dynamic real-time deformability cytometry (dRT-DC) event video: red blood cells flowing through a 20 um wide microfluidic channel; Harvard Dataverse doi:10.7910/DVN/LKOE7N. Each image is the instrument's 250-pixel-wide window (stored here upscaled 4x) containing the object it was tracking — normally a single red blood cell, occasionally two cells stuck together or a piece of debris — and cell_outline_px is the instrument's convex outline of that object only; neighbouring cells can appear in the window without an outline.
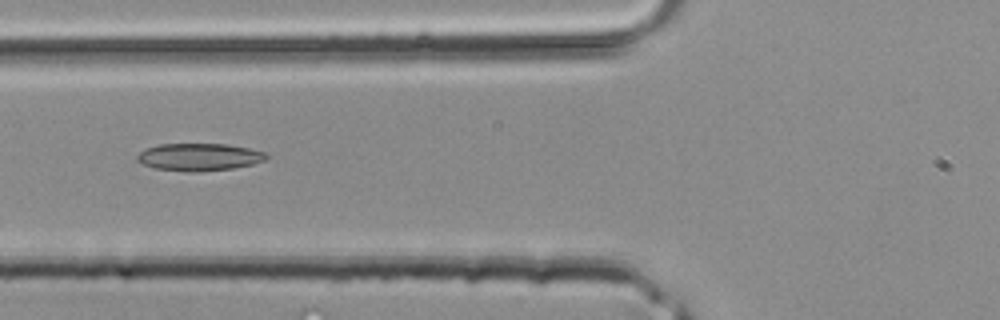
{"species": "common noctule bat (a hibernating species)", "species_latin": "Nyctalus noctula", "temperature_condition": "room temperature", "stored_images_in_passage": 40, "camera_frame_rate_fps": 3000, "um_per_image_px": 0.085, "animal": {"sex": "male", "body_mass_g": 20.4}, "frame": {"image": 1, "passage_image": 16, "time_ms": 5.0, "image_size_px": [1000, 320], "cell_outline_px": [[268, 156], [264, 160], [252, 164], [232, 168], [200, 172], [188, 172], [152, 168], [136, 160], [136, 156], [144, 148], [156, 144], [228, 144], [248, 148], [264, 152]], "centroid_in_image_um": [16.87, 13.34], "position_along_channel_um": 108.9, "area_um2": 20.75}}
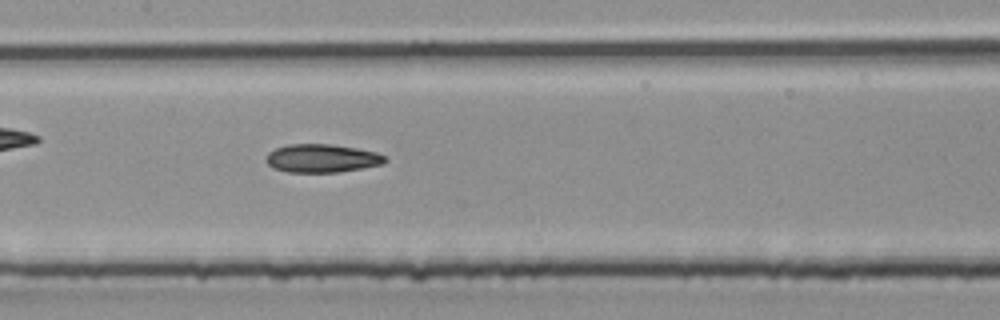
{"frame": {"image": 2, "passage_image": 20, "time_ms": 6.333, "image_size_px": [1000, 320], "cell_outline_px": [[388, 160], [384, 164], [336, 172], [288, 172], [272, 168], [264, 160], [268, 152], [276, 148], [292, 144], [332, 144], [356, 148], [376, 152], [384, 156]], "centroid_in_image_um": [27.34, 13.45], "position_along_channel_um": 180.1, "area_um2": 19.59}}
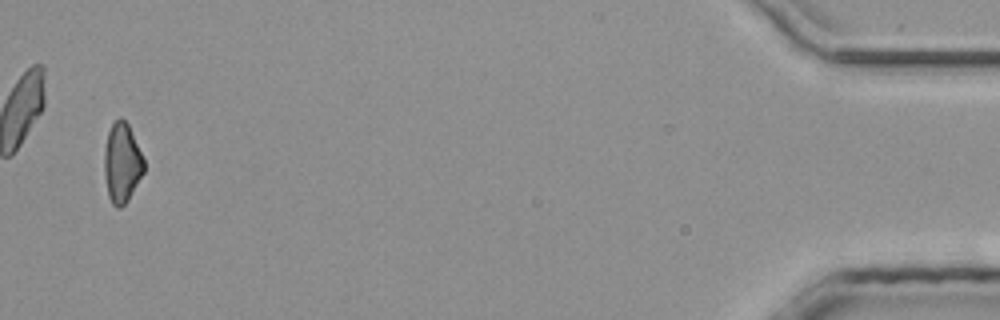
{"frame": {"image": 3, "passage_image": 39, "time_ms": 12.667, "image_size_px": [1000, 320], "cell_outline_px": [[144, 172], [128, 200], [120, 208], [116, 208], [112, 204], [108, 196], [104, 176], [104, 148], [108, 132], [112, 124], [120, 116], [128, 124], [144, 160]], "centroid_in_image_um": [10.35, 13.87], "position_along_channel_um": 424.9, "area_um2": 18.38}}